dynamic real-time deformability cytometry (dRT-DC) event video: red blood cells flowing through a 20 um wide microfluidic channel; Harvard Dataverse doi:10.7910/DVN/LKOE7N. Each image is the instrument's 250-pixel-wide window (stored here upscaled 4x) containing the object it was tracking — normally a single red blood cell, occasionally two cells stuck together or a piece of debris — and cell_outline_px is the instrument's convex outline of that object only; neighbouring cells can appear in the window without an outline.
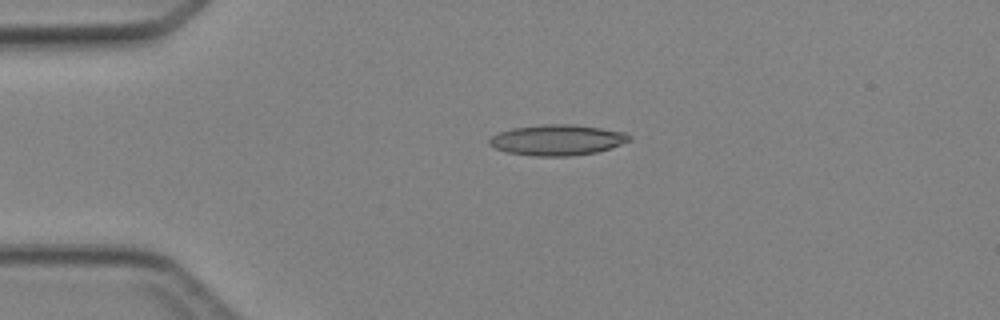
{"species": "Egyptian fruit bat (a non-hibernating species)", "species_latin": "Rousettus aegyptiacus", "temperature_condition": "cold", "stored_images_in_passage": 5, "camera_frame_rate_fps": 3000, "um_per_image_px": 0.085, "animal": {"sex": "female"}, "frame": {"image": 1, "passage_image": 4, "time_ms": 3.333, "image_size_px": [1000, 320], "cell_outline_px": [[632, 140], [596, 152], [572, 156], [532, 156], [508, 152], [496, 148], [488, 144], [488, 140], [492, 136], [500, 132], [512, 128], [544, 124], [572, 124], [600, 128], [624, 132], [632, 136]], "centroid_in_image_um": [47.36, 11.9], "position_along_channel_um": 37.6, "area_um2": 24.91}}